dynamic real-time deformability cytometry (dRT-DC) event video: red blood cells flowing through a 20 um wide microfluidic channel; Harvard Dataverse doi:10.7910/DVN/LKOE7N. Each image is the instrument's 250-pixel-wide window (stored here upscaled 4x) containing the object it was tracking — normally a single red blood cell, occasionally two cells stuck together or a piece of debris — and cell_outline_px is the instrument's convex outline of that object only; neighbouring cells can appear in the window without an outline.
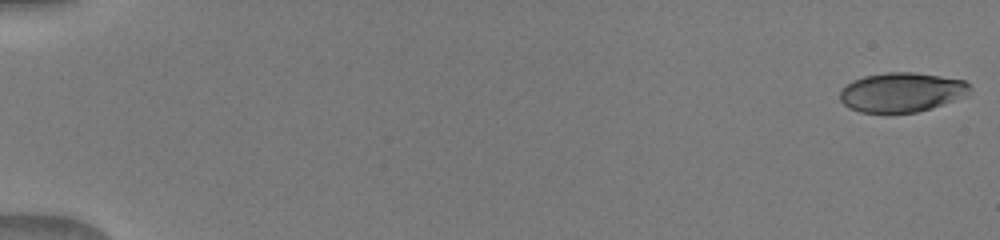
{"species": "human", "species_latin": "Homo sapiens", "temperature_condition": "warm", "stored_images_in_passage": 51, "camera_frame_rate_fps": 3000, "um_per_image_px": 0.085, "donor": {"sex": "male"}, "frame": {"image": 1, "passage_image": 1, "time_ms": 0.0, "image_size_px": [1000, 240], "cell_outline_px": [[972, 88], [964, 96], [932, 108], [916, 112], [888, 116], [860, 112], [848, 108], [840, 100], [840, 92], [852, 80], [864, 76], [884, 72], [912, 72], [940, 76], [964, 80], [972, 84]], "centroid_in_image_um": [76.61, 7.88], "position_along_channel_um": 8.4, "area_um2": 30.58}}
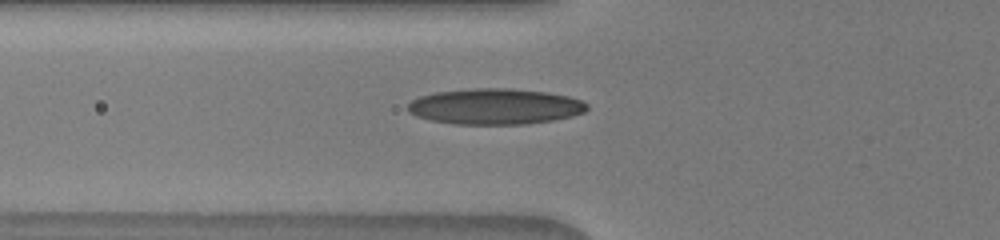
{"frame": {"image": 2, "passage_image": 20, "time_ms": 6.333, "image_size_px": [1000, 240], "cell_outline_px": [[588, 108], [584, 112], [572, 116], [552, 120], [524, 124], [452, 124], [432, 120], [416, 116], [408, 112], [408, 104], [412, 100], [420, 96], [436, 92], [472, 88], [512, 88], [548, 92], [568, 96], [580, 100], [588, 104]], "centroid_in_image_um": [42.08, 9.04], "position_along_channel_um": 83.7, "area_um2": 37.45}}
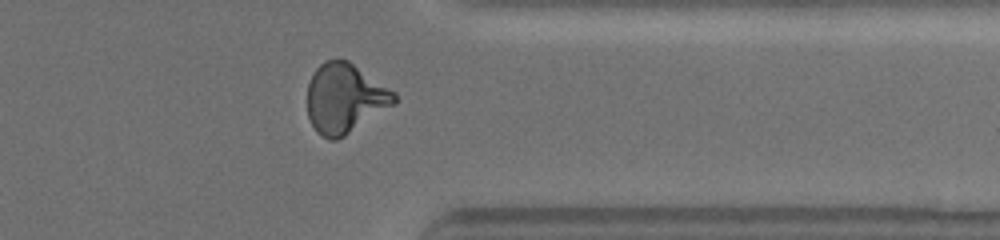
{"frame": {"image": 3, "passage_image": 42, "time_ms": 13.667, "image_size_px": [1000, 240], "cell_outline_px": [[396, 100], [392, 104], [344, 136], [336, 140], [328, 140], [316, 132], [308, 116], [308, 84], [312, 72], [324, 60], [348, 60], [396, 92]], "centroid_in_image_um": [29.27, 8.34], "position_along_channel_um": 382.1, "area_um2": 34.85}}